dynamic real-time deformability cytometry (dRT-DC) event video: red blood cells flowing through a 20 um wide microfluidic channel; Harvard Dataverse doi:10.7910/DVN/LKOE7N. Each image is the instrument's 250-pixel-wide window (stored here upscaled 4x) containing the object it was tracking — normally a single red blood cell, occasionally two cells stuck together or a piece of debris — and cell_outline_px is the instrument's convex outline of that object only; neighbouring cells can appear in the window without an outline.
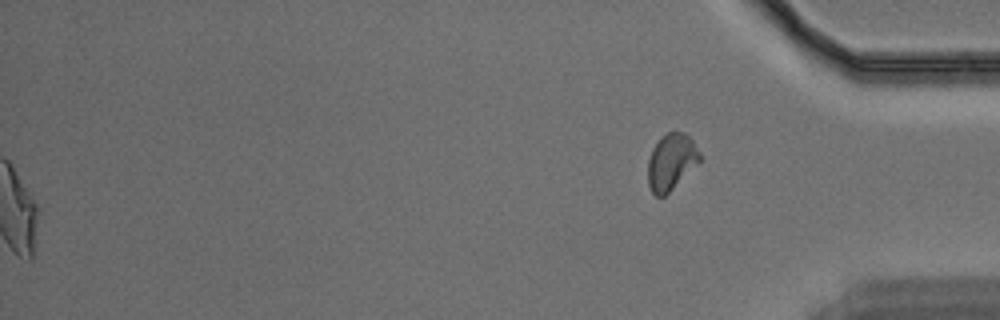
{"species": "Egyptian fruit bat (a non-hibernating species)", "species_latin": "Rousettus aegyptiacus", "temperature_condition": "warm", "stored_images_in_passage": 55, "segment_of_instrument_passage": [2, 2], "camera_frame_rate_fps": 3000, "um_per_image_px": 0.085, "animal": {"sex": "male"}, "frame": {"image": 1, "passage_image": 55, "time_ms": 18.0, "image_size_px": [1000, 320], "cell_outline_px": [[700, 160], [664, 196], [656, 196], [652, 192], [648, 184], [648, 160], [652, 148], [660, 136], [668, 132], [684, 132], [692, 140], [700, 152]], "centroid_in_image_um": [57.02, 13.72], "position_along_channel_um": 378.2, "area_um2": 16.7}}